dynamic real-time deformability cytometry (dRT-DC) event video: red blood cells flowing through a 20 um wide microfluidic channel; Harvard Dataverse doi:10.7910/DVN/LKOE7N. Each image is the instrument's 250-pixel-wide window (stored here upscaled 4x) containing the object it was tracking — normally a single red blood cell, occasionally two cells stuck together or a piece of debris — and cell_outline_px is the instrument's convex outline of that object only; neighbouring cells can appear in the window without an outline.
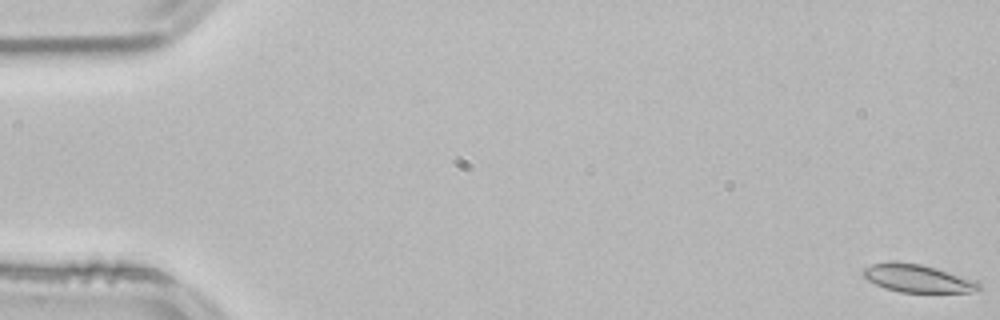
{"species": "common noctule bat (a hibernating species)", "species_latin": "Nyctalus noctula", "temperature_condition": "room temperature", "stored_images_in_passage": 55, "camera_frame_rate_fps": 3000, "um_per_image_px": 0.085, "animal": {"sex": "male", "body_mass_g": 21.5, "forearm_length_mm": 52.0}, "frame": {"image": 1, "passage_image": 1, "time_ms": 0.0, "image_size_px": [1000, 320], "cell_outline_px": [[980, 288], [968, 292], [900, 292], [884, 288], [868, 280], [860, 272], [864, 268], [872, 264], [892, 260], [920, 264], [936, 268], [976, 280], [980, 284]], "centroid_in_image_um": [77.94, 23.64], "position_along_channel_um": 7.1, "area_um2": 18.79}}
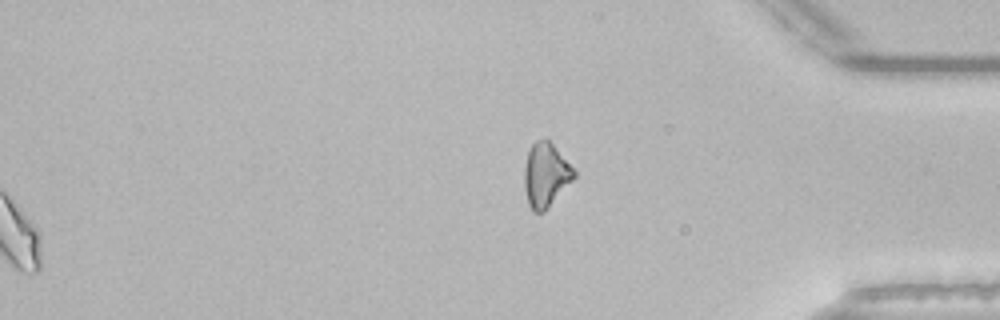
{"frame": {"image": 2, "passage_image": 55, "time_ms": 18.0, "image_size_px": [1000, 320], "cell_outline_px": [[576, 176], [544, 212], [532, 212], [528, 204], [524, 188], [524, 168], [528, 152], [532, 144], [536, 140], [548, 140], [552, 144], [576, 172]], "centroid_in_image_um": [46.36, 14.91], "position_along_channel_um": 388.8, "area_um2": 18.26}, "authors_computed_cell_mechanics": {"area_um2": 18.3226, "velocity_mm_per_s": 3.8052, "shape_relaxation_time_tau1_ms": 6.2821, "shape_relaxation_time_tau2_ms": 3.5246, "deformation_change_tau1": 0.1051, "deformation_change_tau2": 0.0644}}